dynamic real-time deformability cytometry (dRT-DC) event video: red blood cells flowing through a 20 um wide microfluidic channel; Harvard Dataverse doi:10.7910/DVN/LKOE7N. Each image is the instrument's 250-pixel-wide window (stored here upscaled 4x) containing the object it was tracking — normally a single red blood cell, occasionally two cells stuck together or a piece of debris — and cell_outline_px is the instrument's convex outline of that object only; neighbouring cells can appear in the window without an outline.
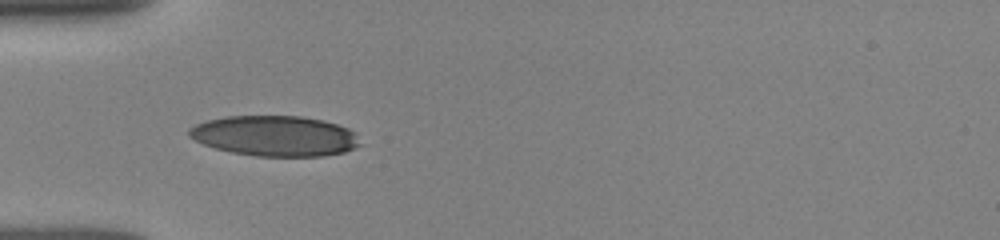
{"species": "human", "species_latin": "Homo sapiens", "temperature_condition": "room temperature", "stored_images_in_passage": 36, "camera_frame_rate_fps": 3000, "um_per_image_px": 0.085, "donor": {"sex": "female"}, "frame": {"image": 1, "passage_image": 1, "time_ms": 0.0, "image_size_px": [1000, 240], "cell_outline_px": [[364, 144], [356, 148], [344, 152], [324, 156], [256, 156], [232, 152], [216, 148], [204, 144], [188, 136], [188, 128], [196, 124], [208, 120], [224, 116], [300, 116], [324, 120], [348, 128], [356, 132]], "centroid_in_image_um": [23.43, 11.55], "position_along_channel_um": 61.6, "area_um2": 40.58}}
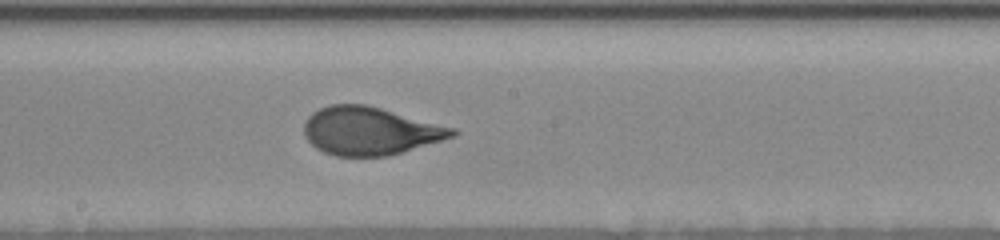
{"frame": {"image": 2, "passage_image": 13, "time_ms": 4.0, "image_size_px": [1000, 240], "cell_outline_px": [[460, 132], [456, 136], [388, 156], [336, 156], [324, 152], [316, 148], [304, 136], [304, 124], [308, 116], [312, 112], [320, 108], [332, 104], [364, 104], [380, 108], [456, 128]], "centroid_in_image_um": [31.46, 11.13], "position_along_channel_um": 216.7, "area_um2": 41.38}}
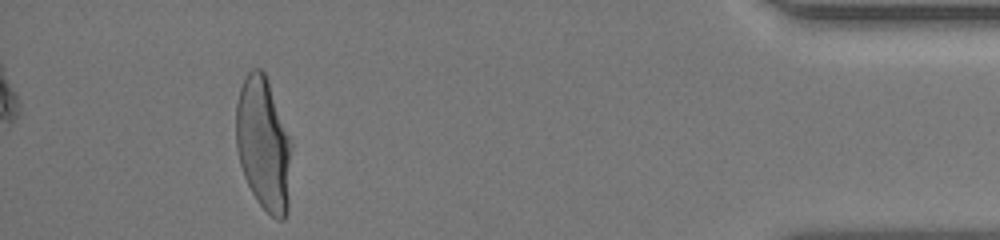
{"frame": {"image": 3, "passage_image": 32, "time_ms": 10.333, "image_size_px": [1000, 240], "cell_outline_px": [[292, 144], [288, 212], [284, 220], [276, 220], [256, 200], [244, 176], [240, 164], [236, 148], [236, 104], [240, 88], [248, 72], [252, 68], [260, 68], [264, 72], [268, 80]], "centroid_in_image_um": [22.4, 12.27], "position_along_channel_um": 412.8, "area_um2": 43.18}, "authors_computed_cell_mechanics": {"area_um2": 41.2403, "velocity_mm_per_s": 3.9492, "shape_relaxation_time_tau1_ms": 4.6461, "shape_relaxation_time_tau2_ms": null, "deformation_change_tau1": 0.1953, "deformation_change_tau2": null}}